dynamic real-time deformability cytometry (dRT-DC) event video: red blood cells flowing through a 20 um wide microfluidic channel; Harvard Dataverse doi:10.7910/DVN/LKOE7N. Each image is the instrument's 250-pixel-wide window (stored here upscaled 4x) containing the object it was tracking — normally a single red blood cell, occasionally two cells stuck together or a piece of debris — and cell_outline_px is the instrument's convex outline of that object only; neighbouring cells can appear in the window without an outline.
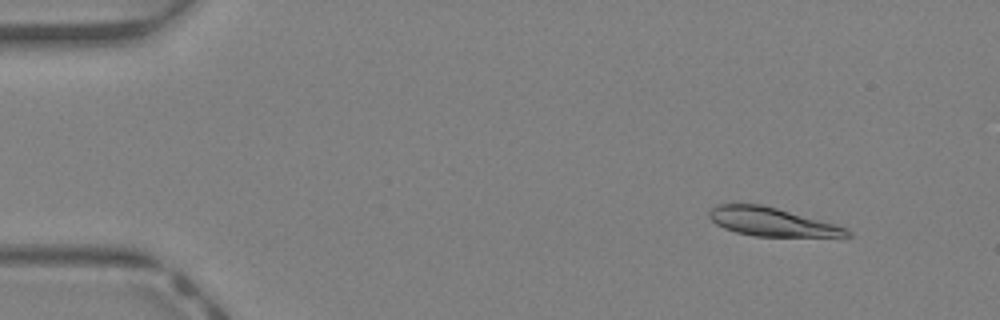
{"species": "Egyptian fruit bat (a non-hibernating species)", "species_latin": "Rousettus aegyptiacus", "temperature_condition": "warm", "stored_images_in_passage": 43, "camera_frame_rate_fps": 3000, "um_per_image_px": 0.085, "animal": {"sex": "female"}, "frame": {"image": 1, "passage_image": 4, "time_ms": 1.0, "image_size_px": [1000, 320], "cell_outline_px": [[852, 236], [756, 236], [736, 232], [724, 228], [716, 224], [708, 216], [708, 212], [716, 204], [760, 204], [776, 208], [836, 224], [848, 228], [852, 232]], "centroid_in_image_um": [65.6, 18.85], "position_along_channel_um": 19.4, "area_um2": 22.66}}
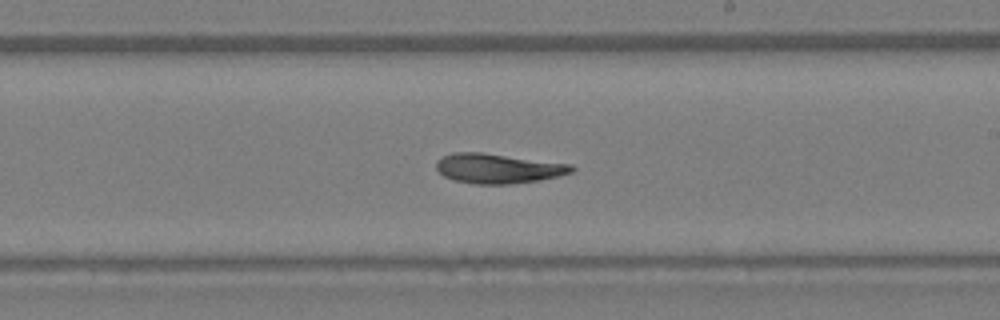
{"frame": {"image": 2, "passage_image": 25, "time_ms": 8.0, "image_size_px": [1000, 320], "cell_outline_px": [[576, 168], [572, 172], [540, 180], [508, 184], [476, 184], [456, 180], [444, 176], [436, 168], [436, 160], [444, 156], [456, 152], [480, 152], [572, 164]], "centroid_in_image_um": [42.34, 14.31], "position_along_channel_um": 246.7, "area_um2": 23.24}}
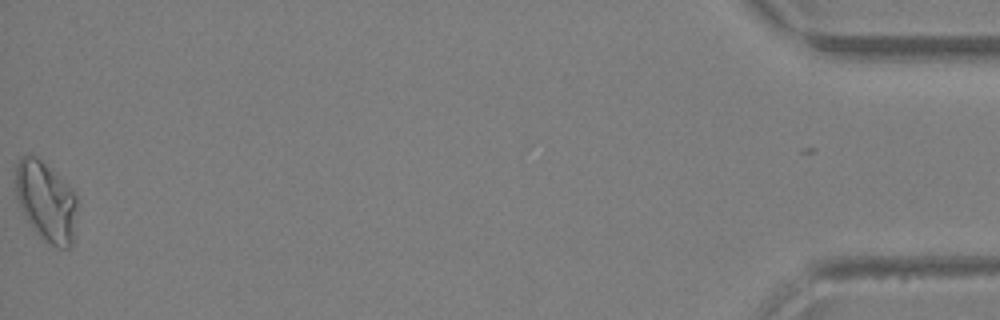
{"frame": {"image": 3, "passage_image": 43, "time_ms": 14.0, "image_size_px": [1000, 320], "cell_outline_px": [[76, 212], [72, 244], [68, 248], [56, 248], [40, 236], [36, 232], [28, 220], [16, 196], [16, 164], [20, 156], [32, 152], [76, 196]], "centroid_in_image_um": [3.89, 17.12], "position_along_channel_um": 431.3, "area_um2": 27.74}, "authors_computed_cell_mechanics": {"area_um2": 23.698, "velocity_mm_per_s": 4.7144, "shape_relaxation_time_tau1_ms": null, "shape_relaxation_time_tau2_ms": 8.6512, "deformation_change_tau1": null, "deformation_change_tau2": 0.185}}